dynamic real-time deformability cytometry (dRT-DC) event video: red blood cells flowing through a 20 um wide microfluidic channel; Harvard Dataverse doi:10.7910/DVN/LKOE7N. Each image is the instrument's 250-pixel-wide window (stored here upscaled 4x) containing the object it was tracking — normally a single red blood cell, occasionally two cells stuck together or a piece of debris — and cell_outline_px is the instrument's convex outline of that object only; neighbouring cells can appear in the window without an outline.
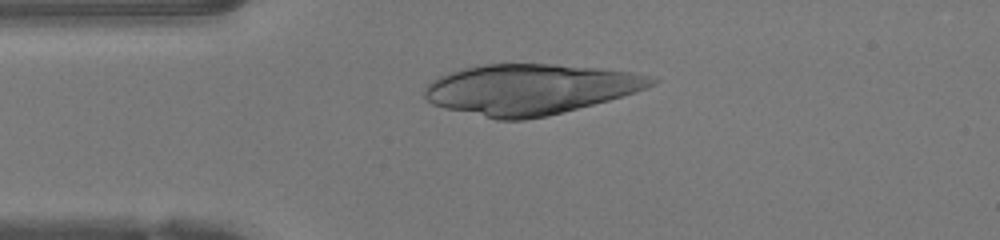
{"species": "human", "species_latin": "Homo sapiens", "temperature_condition": "warm", "stored_images_in_passage": 45, "camera_frame_rate_fps": 3000, "um_per_image_px": 0.085, "donor": {"sex": "female"}, "frame": {"image": 1, "passage_image": 9, "time_ms": 2.667, "image_size_px": [1000, 240], "cell_outline_px": [[660, 80], [656, 84], [648, 88], [636, 92], [608, 100], [548, 116], [524, 120], [496, 120], [444, 108], [432, 104], [424, 96], [424, 88], [436, 76], [460, 68], [480, 64], [556, 64], [600, 68], [636, 72], [656, 76]], "centroid_in_image_um": [45.07, 7.58], "position_along_channel_um": 39.9, "area_um2": 67.51}}